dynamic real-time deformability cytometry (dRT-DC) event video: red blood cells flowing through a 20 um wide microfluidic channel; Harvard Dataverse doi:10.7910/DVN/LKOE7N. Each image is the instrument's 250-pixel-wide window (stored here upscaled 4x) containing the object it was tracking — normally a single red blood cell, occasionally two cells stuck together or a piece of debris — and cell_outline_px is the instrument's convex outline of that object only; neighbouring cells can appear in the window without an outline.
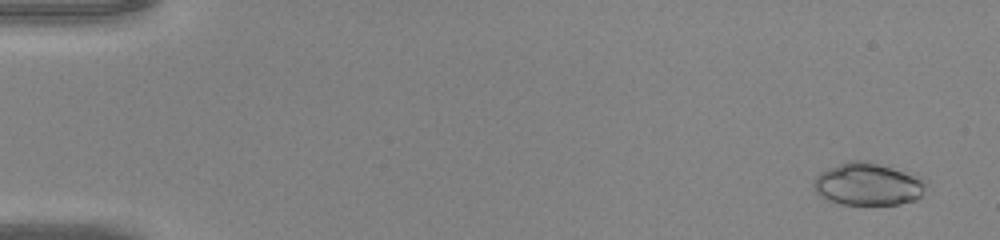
{"species": "common noctule bat (a hibernating species)", "species_latin": "Nyctalus noctula", "temperature_condition": "warm", "stored_images_in_passage": 47, "camera_frame_rate_fps": 3000, "um_per_image_px": 0.085, "animal": {"sex": "male", "body_mass_g": 20.0, "forearm_length_mm": 53.3}, "frame": {"image": 1, "passage_image": 3, "time_ms": 0.667, "image_size_px": [1000, 240], "cell_outline_px": [[928, 184], [920, 196], [916, 200], [900, 204], [840, 204], [820, 196], [816, 192], [812, 184], [816, 176], [820, 172], [828, 168], [848, 160], [868, 160], [920, 176], [928, 180]], "centroid_in_image_um": [73.8, 15.64], "position_along_channel_um": 11.2, "area_um2": 28.15}}
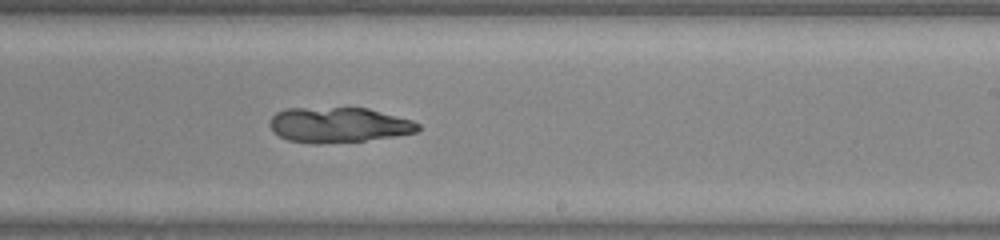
{"frame": {"image": 2, "passage_image": 30, "time_ms": 9.667, "image_size_px": [1000, 240], "cell_outline_px": [[420, 128], [416, 132], [392, 136], [364, 140], [320, 144], [308, 144], [288, 140], [272, 132], [268, 124], [272, 116], [276, 112], [284, 108], [368, 108], [412, 120], [420, 124]], "centroid_in_image_um": [28.72, 10.62], "position_along_channel_um": 260.3, "area_um2": 30.52}}
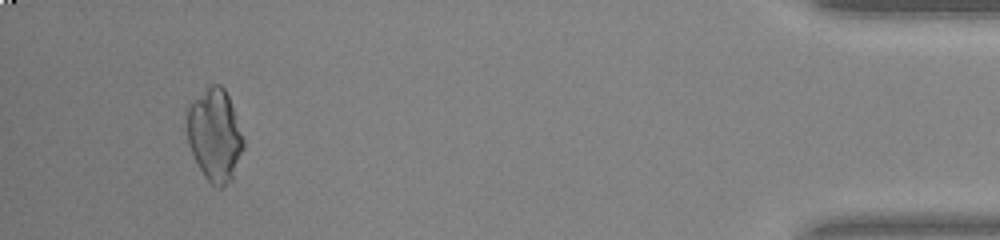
{"frame": {"image": 3, "passage_image": 45, "time_ms": 14.667, "image_size_px": [1000, 240], "cell_outline_px": [[244, 148], [232, 180], [224, 188], [220, 188], [212, 184], [204, 176], [188, 144], [188, 104], [192, 100], [212, 84], [220, 84], [224, 88], [228, 96], [244, 140]], "centroid_in_image_um": [18.27, 11.51], "position_along_channel_um": 416.9, "area_um2": 30.06}}